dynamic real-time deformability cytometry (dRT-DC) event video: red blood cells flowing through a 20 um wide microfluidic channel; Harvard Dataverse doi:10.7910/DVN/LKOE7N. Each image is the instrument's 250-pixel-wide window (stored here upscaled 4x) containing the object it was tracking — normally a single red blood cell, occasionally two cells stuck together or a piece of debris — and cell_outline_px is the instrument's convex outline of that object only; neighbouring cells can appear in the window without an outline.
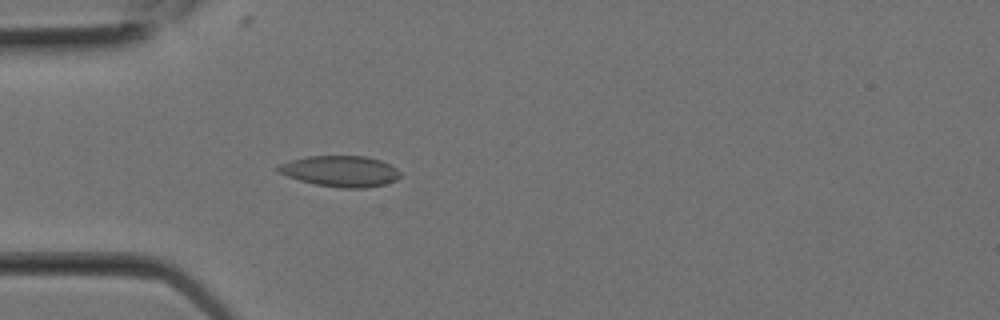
{"species": "Egyptian fruit bat (a non-hibernating species)", "species_latin": "Rousettus aegyptiacus", "temperature_condition": "room temperature", "stored_images_in_passage": 2, "camera_frame_rate_fps": 3000, "um_per_image_px": 0.085, "animal": {"sex": "female"}, "frame": {"image": 1, "passage_image": 2, "time_ms": 0.333, "image_size_px": [1000, 320], "cell_outline_px": [[400, 176], [396, 180], [384, 184], [364, 188], [340, 188], [316, 184], [300, 180], [288, 176], [280, 172], [276, 168], [280, 164], [292, 160], [308, 156], [368, 156], [380, 160], [396, 168], [400, 172]], "centroid_in_image_um": [28.96, 14.55], "position_along_channel_um": 56.0, "area_um2": 21.79}}